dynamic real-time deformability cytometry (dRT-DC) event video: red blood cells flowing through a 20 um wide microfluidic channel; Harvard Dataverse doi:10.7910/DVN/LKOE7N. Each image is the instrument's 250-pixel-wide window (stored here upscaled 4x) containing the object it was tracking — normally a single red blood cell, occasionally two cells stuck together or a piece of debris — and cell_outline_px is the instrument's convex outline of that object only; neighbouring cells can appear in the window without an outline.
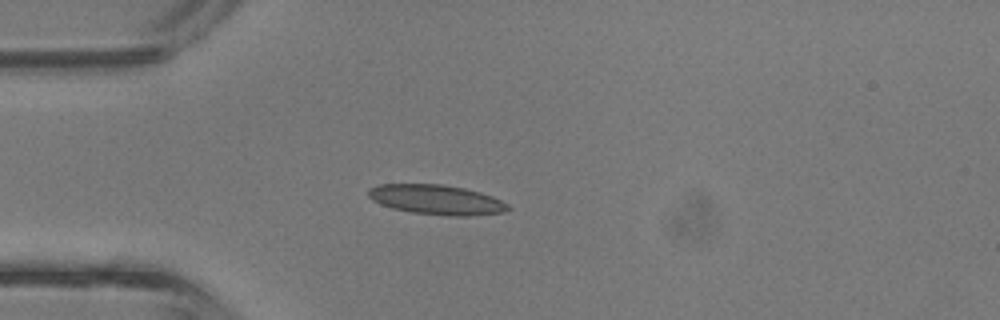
{"species": "common noctule bat (a hibernating species)", "species_latin": "Nyctalus noctula", "temperature_condition": "room temperature", "stored_images_in_passage": 32, "camera_frame_rate_fps": 3000, "um_per_image_px": 0.085, "animal": {"sex": "male", "body_mass_g": 13.3}, "frame": {"image": 1, "passage_image": 1, "time_ms": 0.0, "image_size_px": [1000, 320], "cell_outline_px": [[512, 208], [504, 212], [468, 216], [448, 216], [412, 212], [392, 208], [380, 204], [372, 200], [368, 196], [368, 188], [380, 184], [440, 184], [464, 188], [480, 192], [492, 196], [508, 204]], "centroid_in_image_um": [37.1, 16.97], "position_along_channel_um": 47.9, "area_um2": 24.28}}
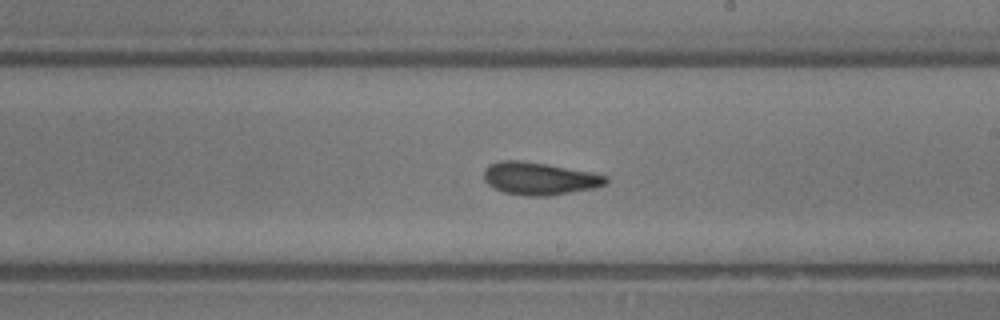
{"frame": {"image": 2, "passage_image": 14, "time_ms": 4.333, "image_size_px": [1000, 320], "cell_outline_px": [[608, 184], [596, 188], [548, 196], [524, 196], [504, 192], [492, 188], [484, 180], [484, 168], [488, 164], [500, 160], [520, 160], [592, 172], [608, 176]], "centroid_in_image_um": [45.84, 15.18], "position_along_channel_um": 243.2, "area_um2": 23.41}}
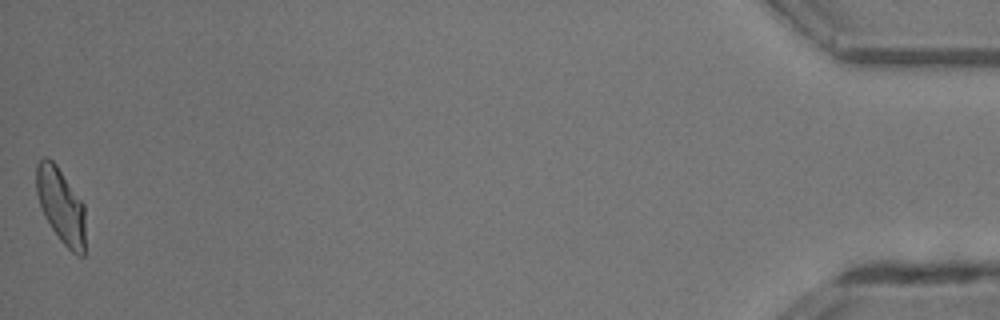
{"frame": {"image": 3, "passage_image": 32, "time_ms": 10.333, "image_size_px": [1000, 320], "cell_outline_px": [[84, 256], [76, 256], [60, 240], [44, 216], [36, 192], [36, 164], [44, 156], [48, 156], [56, 164], [84, 204]], "centroid_in_image_um": [5.17, 17.46], "position_along_channel_um": 430.0, "area_um2": 21.39}, "authors_computed_cell_mechanics": {"area_um2": 22.0796, "velocity_mm_per_s": 4.8279, "shape_relaxation_time_tau1_ms": 4.8816, "shape_relaxation_time_tau2_ms": 1.5719, "deformation_change_tau1": 0.1854, "deformation_change_tau2": 0.0891}}